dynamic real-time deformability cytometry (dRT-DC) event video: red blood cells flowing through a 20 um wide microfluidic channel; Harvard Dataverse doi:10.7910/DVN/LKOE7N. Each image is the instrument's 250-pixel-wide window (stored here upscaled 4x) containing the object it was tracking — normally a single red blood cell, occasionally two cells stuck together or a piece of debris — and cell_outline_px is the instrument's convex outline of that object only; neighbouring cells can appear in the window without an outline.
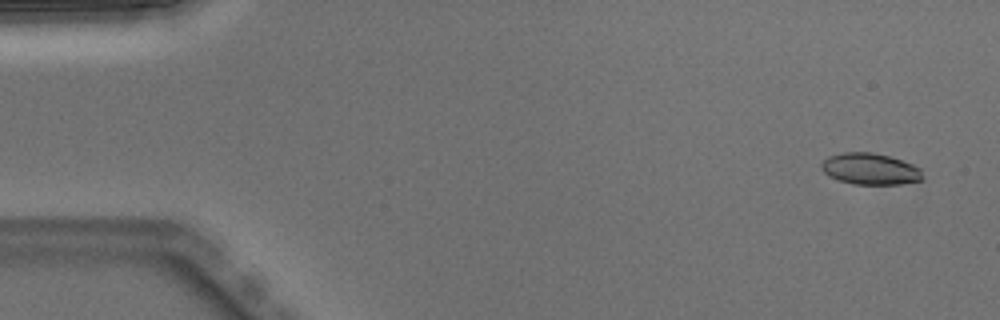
{"species": "Egyptian fruit bat (a non-hibernating species)", "species_latin": "Rousettus aegyptiacus", "temperature_condition": "warm", "stored_images_in_passage": 5, "camera_frame_rate_fps": 3000, "um_per_image_px": 0.085, "animal": {"sex": "male"}, "frame": {"image": 1, "passage_image": 1, "time_ms": 0.0, "image_size_px": [1000, 320], "cell_outline_px": [[924, 180], [900, 184], [852, 184], [828, 176], [820, 168], [820, 164], [828, 156], [844, 152], [872, 152], [888, 156], [912, 164], [920, 168], [924, 176]], "centroid_in_image_um": [73.96, 14.36], "position_along_channel_um": 11.0, "area_um2": 18.61}}
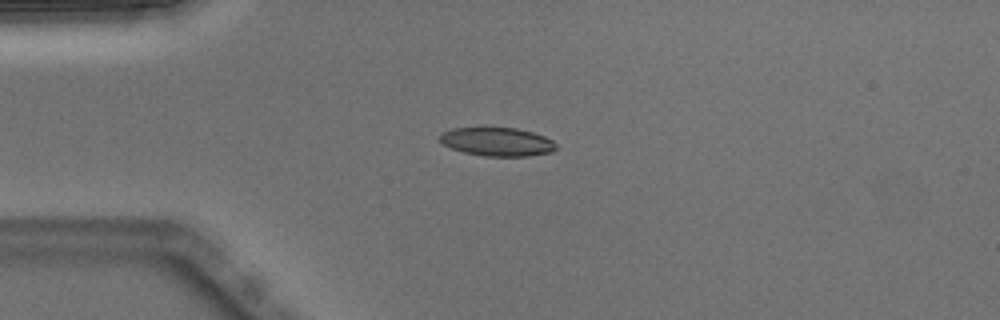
{"frame": {"image": 2, "passage_image": 4, "time_ms": 1.0, "image_size_px": [1000, 320], "cell_outline_px": [[556, 148], [552, 152], [528, 156], [484, 156], [464, 152], [452, 148], [444, 144], [440, 140], [440, 136], [444, 132], [452, 128], [516, 128], [532, 132], [544, 136], [552, 140], [556, 144]], "centroid_in_image_um": [42.29, 12.05], "position_along_channel_um": 42.7, "area_um2": 19.13}}
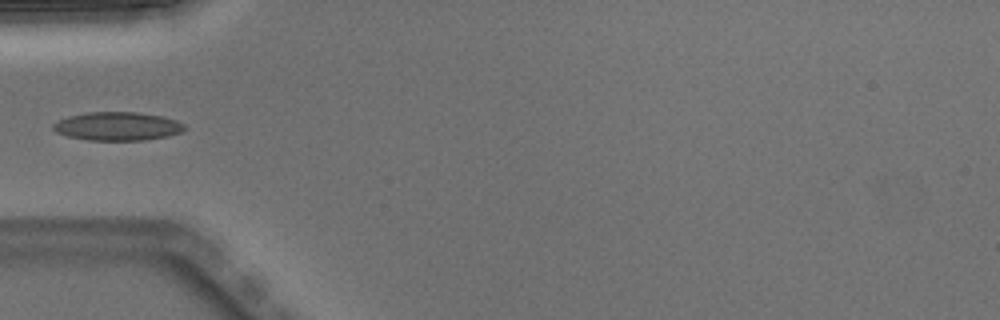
{"frame": {"image": 3, "passage_image": 5, "time_ms": 1.333, "image_size_px": [1000, 320], "cell_outline_px": [[184, 128], [180, 132], [168, 136], [144, 140], [88, 140], [68, 136], [56, 132], [52, 128], [52, 124], [68, 116], [88, 112], [136, 112], [160, 116], [176, 120], [184, 124]], "centroid_in_image_um": [9.96, 10.73], "position_along_channel_um": 75.0, "area_um2": 21.62}}